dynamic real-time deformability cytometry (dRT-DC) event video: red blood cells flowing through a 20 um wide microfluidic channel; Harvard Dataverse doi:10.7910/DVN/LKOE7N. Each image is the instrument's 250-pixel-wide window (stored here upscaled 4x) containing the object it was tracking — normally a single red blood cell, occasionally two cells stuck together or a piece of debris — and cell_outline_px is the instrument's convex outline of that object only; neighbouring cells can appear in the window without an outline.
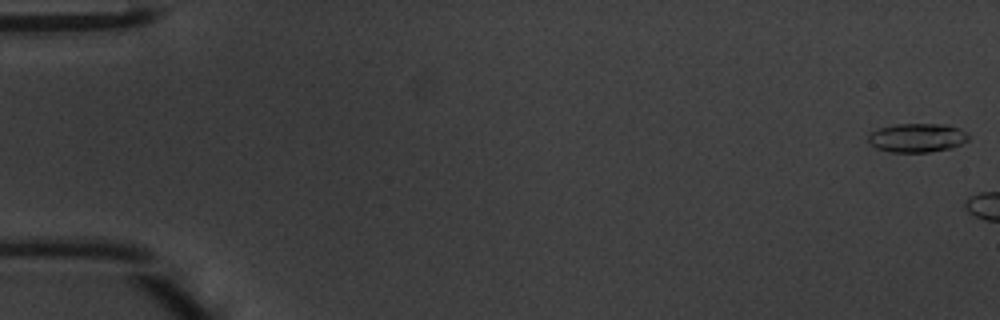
{"species": "common noctule bat (a hibernating species)", "species_latin": "Nyctalus noctula", "temperature_condition": "warm", "stored_images_in_passage": 5, "camera_frame_rate_fps": 3000, "um_per_image_px": 0.085, "animal": {"sex": "male", "body_mass_g": 20.1, "forearm_length_mm": 53.5}, "frame": {"image": 1, "passage_image": 1, "time_ms": 0.0, "image_size_px": [1000, 320], "cell_outline_px": [[968, 140], [952, 148], [928, 152], [892, 152], [876, 148], [868, 140], [868, 136], [872, 132], [880, 128], [896, 124], [948, 124], [960, 128], [968, 136]], "centroid_in_image_um": [77.97, 11.71], "position_along_channel_um": 7.0, "area_um2": 16.76}}